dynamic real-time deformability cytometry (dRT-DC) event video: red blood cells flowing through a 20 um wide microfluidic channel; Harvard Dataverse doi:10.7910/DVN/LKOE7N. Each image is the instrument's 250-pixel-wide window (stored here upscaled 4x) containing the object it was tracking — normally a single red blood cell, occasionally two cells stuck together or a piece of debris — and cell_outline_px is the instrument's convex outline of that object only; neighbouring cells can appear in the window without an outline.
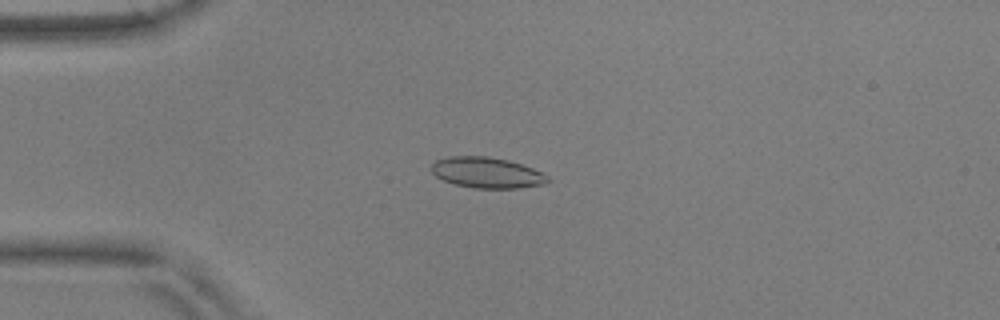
{"species": "common noctule bat (a hibernating species)", "species_latin": "Nyctalus noctula", "temperature_condition": "warm", "stored_images_in_passage": 27, "camera_frame_rate_fps": 3000, "um_per_image_px": 0.085, "animal": {"sex": "male", "body_mass_g": 17.9, "forearm_length_mm": 54.2}, "frame": {"image": 1, "passage_image": 14, "time_ms": 4.333, "image_size_px": [1000, 320], "cell_outline_px": [[548, 180], [544, 184], [520, 188], [476, 188], [456, 184], [444, 180], [436, 176], [432, 172], [432, 164], [436, 160], [448, 156], [488, 156], [508, 160], [532, 168], [548, 176]], "centroid_in_image_um": [41.37, 14.67], "position_along_channel_um": 43.6, "area_um2": 20.63}}
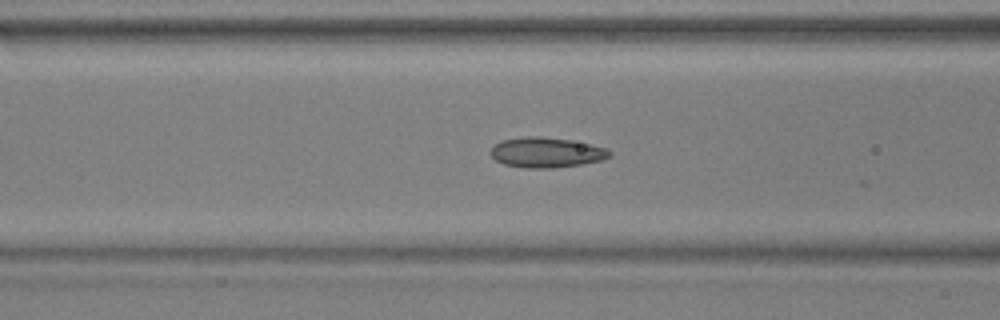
{"frame": {"image": 2, "passage_image": 22, "time_ms": 7.0, "image_size_px": [1000, 320], "cell_outline_px": [[612, 156], [604, 160], [580, 164], [552, 168], [524, 168], [504, 164], [496, 160], [488, 152], [500, 140], [528, 136], [540, 136], [572, 140], [608, 148], [612, 152]], "centroid_in_image_um": [46.47, 12.95], "position_along_channel_um": 120.1, "area_um2": 21.1}}
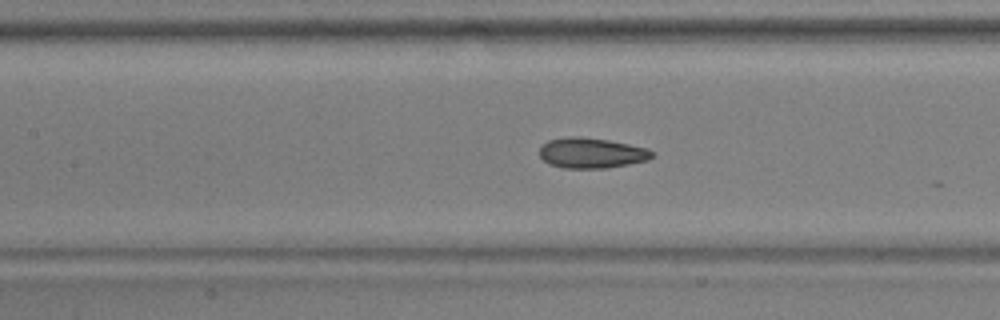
{"frame": {"image": 3, "passage_image": 25, "time_ms": 8.0, "image_size_px": [1000, 320], "cell_outline_px": [[652, 156], [648, 160], [608, 168], [564, 168], [548, 164], [540, 156], [540, 148], [548, 140], [572, 136], [580, 136], [608, 140], [648, 148], [652, 152]], "centroid_in_image_um": [50.26, 13.0], "position_along_channel_um": 157.1, "area_um2": 19.83}}